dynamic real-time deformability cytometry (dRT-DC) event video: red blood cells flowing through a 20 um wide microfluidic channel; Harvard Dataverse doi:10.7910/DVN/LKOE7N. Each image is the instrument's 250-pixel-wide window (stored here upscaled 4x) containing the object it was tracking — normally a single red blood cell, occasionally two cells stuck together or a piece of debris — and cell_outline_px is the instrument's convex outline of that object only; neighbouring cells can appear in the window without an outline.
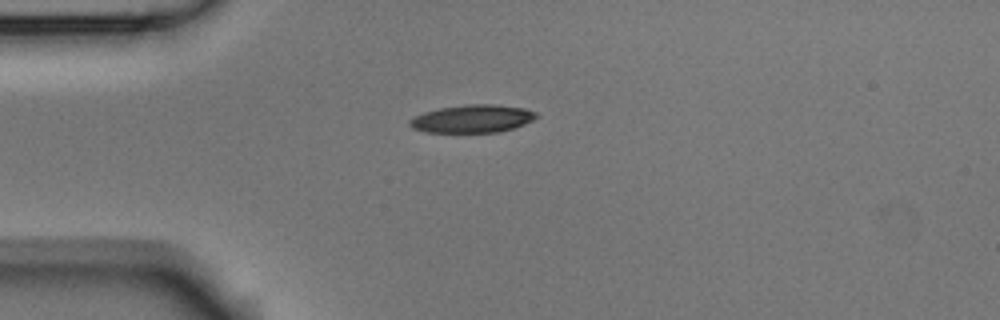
{"species": "Egyptian fruit bat (a non-hibernating species)", "species_latin": "Rousettus aegyptiacus", "temperature_condition": "room temperature", "stored_images_in_passage": 4, "camera_frame_rate_fps": 3000, "um_per_image_px": 0.085, "animal": {"sex": "male"}, "frame": {"image": 1, "passage_image": 1, "time_ms": 0.0, "image_size_px": [1000, 320], "cell_outline_px": [[540, 116], [524, 124], [500, 132], [424, 132], [412, 128], [408, 124], [408, 120], [424, 112], [440, 108], [468, 104], [492, 104], [524, 108], [536, 112]], "centroid_in_image_um": [40.15, 10.09], "position_along_channel_um": 44.9, "area_um2": 20.52}}
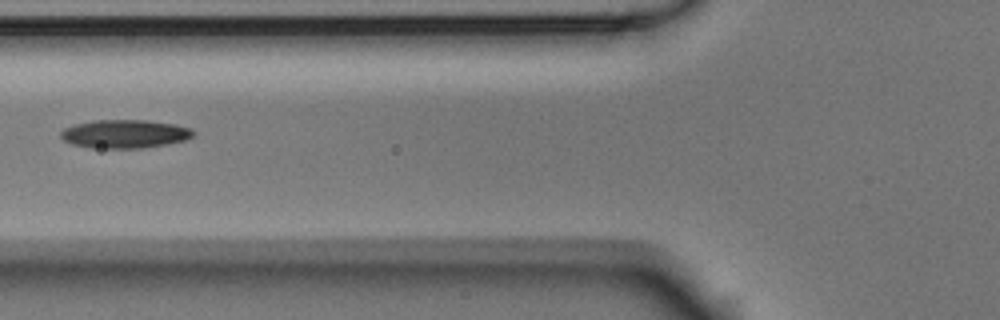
{"frame": {"image": 2, "passage_image": 3, "time_ms": 0.667, "image_size_px": [1000, 320], "cell_outline_px": [[196, 136], [188, 140], [168, 144], [144, 148], [88, 148], [72, 144], [64, 140], [60, 136], [60, 132], [64, 128], [76, 124], [92, 120], [144, 120], [176, 124], [192, 128], [196, 132]], "centroid_in_image_um": [10.67, 11.39], "position_along_channel_um": 115.1, "area_um2": 22.37}}
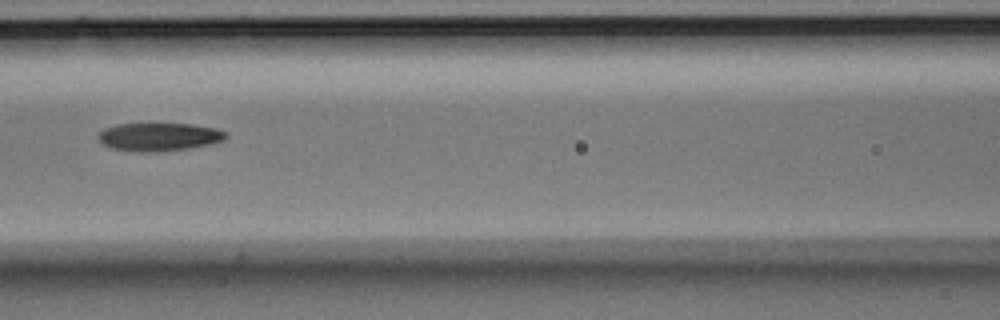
{"frame": {"image": 3, "passage_image": 4, "time_ms": 1.0, "image_size_px": [1000, 320], "cell_outline_px": [[228, 136], [224, 140], [208, 144], [188, 148], [156, 152], [140, 152], [112, 148], [104, 144], [100, 140], [100, 132], [104, 128], [116, 124], [192, 124], [216, 128], [224, 132]], "centroid_in_image_um": [13.53, 11.63], "position_along_channel_um": 153.1, "area_um2": 20.63}}